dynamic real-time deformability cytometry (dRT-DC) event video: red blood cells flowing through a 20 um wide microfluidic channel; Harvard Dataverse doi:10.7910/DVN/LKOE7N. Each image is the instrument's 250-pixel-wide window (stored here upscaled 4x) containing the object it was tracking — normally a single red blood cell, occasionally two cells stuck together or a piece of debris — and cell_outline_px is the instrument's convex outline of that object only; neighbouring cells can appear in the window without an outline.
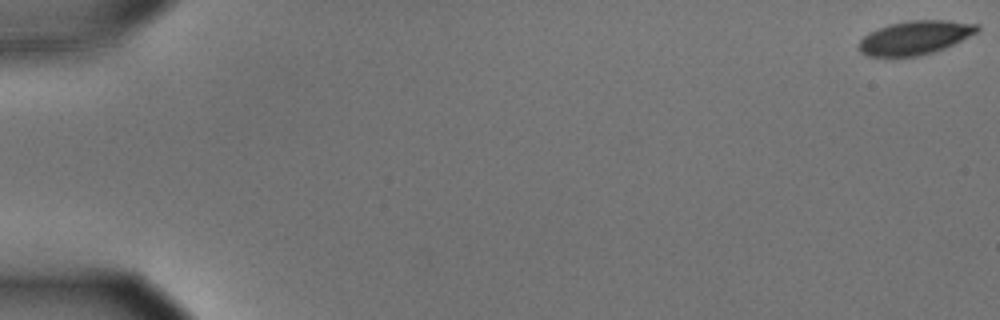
{"species": "common noctule bat (a hibernating species)", "species_latin": "Nyctalus noctula", "temperature_condition": "cold", "stored_images_in_passage": 57, "camera_frame_rate_fps": 3000, "um_per_image_px": 0.085, "animal": {"sex": "male", "body_mass_g": 15.6}, "frame": {"image": 1, "passage_image": 1, "time_ms": 0.0, "image_size_px": [1000, 320], "cell_outline_px": [[980, 32], [944, 48], [932, 52], [916, 56], [868, 56], [860, 52], [860, 40], [868, 32], [888, 24], [908, 20], [944, 20], [980, 24]], "centroid_in_image_um": [77.81, 3.18], "position_along_channel_um": 7.2, "area_um2": 23.29}}
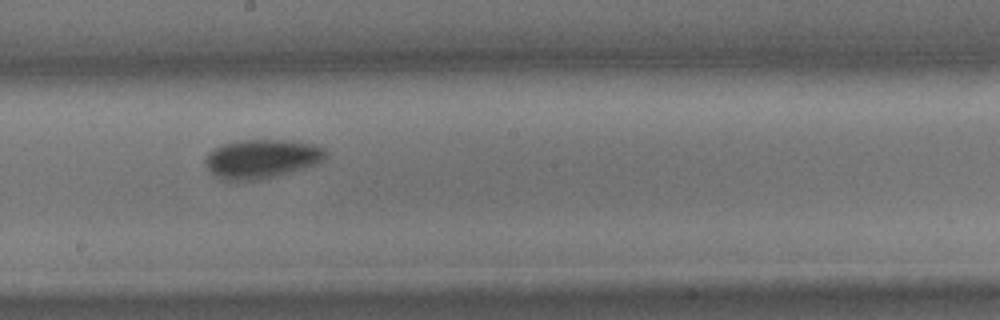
{"frame": {"image": 2, "passage_image": 33, "time_ms": 10.667, "image_size_px": [1000, 320], "cell_outline_px": [[328, 156], [324, 160], [316, 164], [288, 172], [256, 180], [224, 180], [216, 176], [204, 164], [204, 160], [208, 152], [224, 144], [244, 140], [284, 140], [316, 144], [324, 148], [328, 152]], "centroid_in_image_um": [22.26, 13.48], "position_along_channel_um": 225.9, "area_um2": 27.05}}
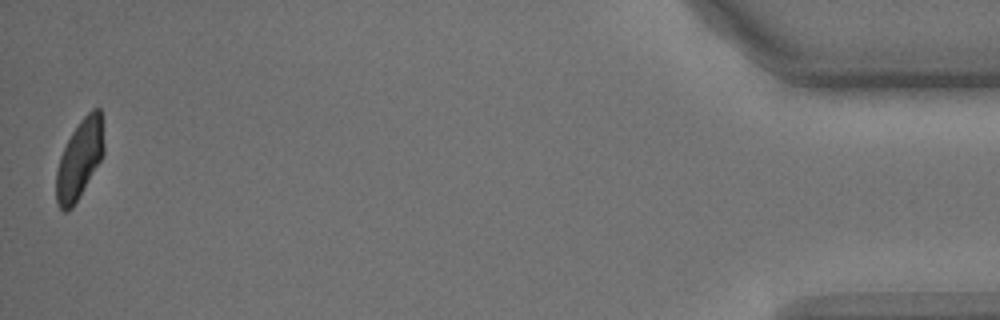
{"frame": {"image": 3, "passage_image": 57, "time_ms": 18.667, "image_size_px": [1000, 320], "cell_outline_px": [[104, 152], [100, 160], [80, 196], [72, 208], [68, 212], [64, 212], [60, 208], [56, 200], [56, 172], [60, 156], [72, 132], [80, 120], [92, 108], [100, 108], [104, 144]], "centroid_in_image_um": [6.75, 13.55], "position_along_channel_um": 428.4, "area_um2": 21.79}, "authors_computed_cell_mechanics": {"area_um2": 25.143, "velocity_mm_per_s": 3.5715, "shape_relaxation_time_tau1_ms": 2.4511, "shape_relaxation_time_tau2_ms": 9.5476, "deformation_change_tau1": 0.1014, "deformation_change_tau2": 0.0849}}